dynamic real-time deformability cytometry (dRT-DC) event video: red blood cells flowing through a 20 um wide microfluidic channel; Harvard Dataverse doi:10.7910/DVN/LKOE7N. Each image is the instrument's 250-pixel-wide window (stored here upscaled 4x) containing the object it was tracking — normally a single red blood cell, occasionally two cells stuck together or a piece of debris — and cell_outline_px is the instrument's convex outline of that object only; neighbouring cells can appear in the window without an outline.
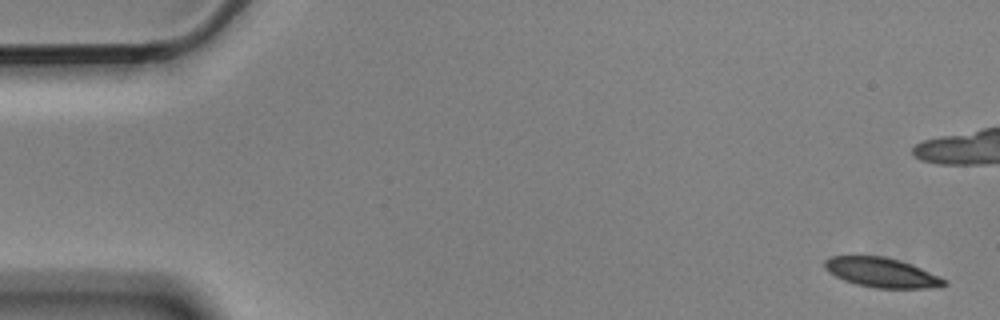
{"species": "Egyptian fruit bat (a non-hibernating species)", "species_latin": "Rousettus aegyptiacus", "temperature_condition": "cold", "stored_images_in_passage": 9, "camera_frame_rate_fps": 3000, "um_per_image_px": 0.085, "animal": {"sex": "male"}, "frame": {"image": 1, "passage_image": 1, "time_ms": 0.0, "image_size_px": [1000, 320], "cell_outline_px": [[948, 284], [940, 288], [876, 288], [856, 284], [844, 280], [828, 272], [824, 268], [824, 260], [828, 256], [884, 256], [900, 260], [912, 264], [940, 276], [948, 280]], "centroid_in_image_um": [74.98, 23.17], "position_along_channel_um": 10.0, "area_um2": 20.92}}
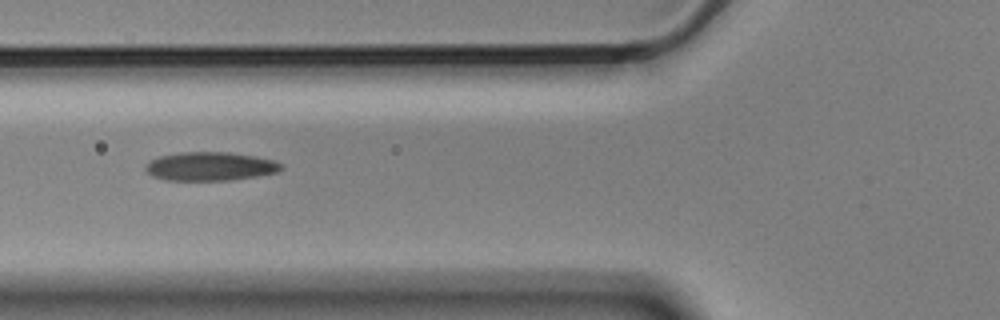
{"frame": {"image": 2, "passage_image": 8, "time_ms": 2.333, "image_size_px": [1000, 320], "cell_outline_px": [[284, 168], [276, 172], [256, 176], [228, 180], [164, 180], [152, 176], [144, 168], [144, 164], [160, 156], [180, 152], [228, 152], [252, 156], [272, 160], [280, 164]], "centroid_in_image_um": [17.81, 14.14], "position_along_channel_um": 108.0, "area_um2": 22.43}}
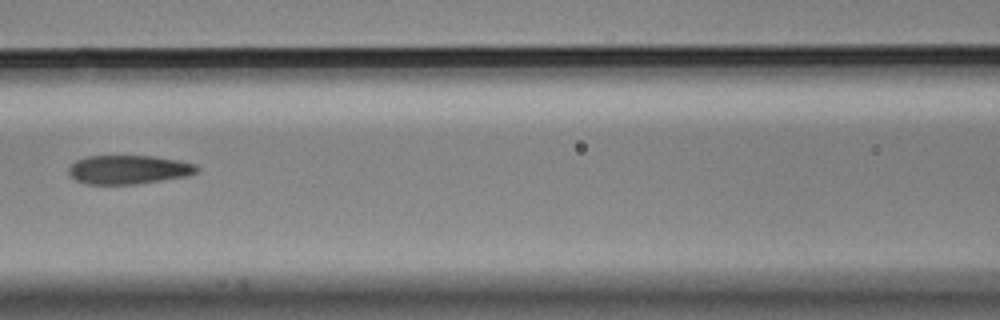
{"frame": {"image": 3, "passage_image": 9, "time_ms": 2.667, "image_size_px": [1000, 320], "cell_outline_px": [[200, 168], [196, 172], [188, 176], [136, 184], [84, 184], [68, 176], [68, 168], [76, 160], [88, 156], [152, 156], [180, 160], [196, 164]], "centroid_in_image_um": [10.92, 14.42], "position_along_channel_um": 155.7, "area_um2": 21.73}}